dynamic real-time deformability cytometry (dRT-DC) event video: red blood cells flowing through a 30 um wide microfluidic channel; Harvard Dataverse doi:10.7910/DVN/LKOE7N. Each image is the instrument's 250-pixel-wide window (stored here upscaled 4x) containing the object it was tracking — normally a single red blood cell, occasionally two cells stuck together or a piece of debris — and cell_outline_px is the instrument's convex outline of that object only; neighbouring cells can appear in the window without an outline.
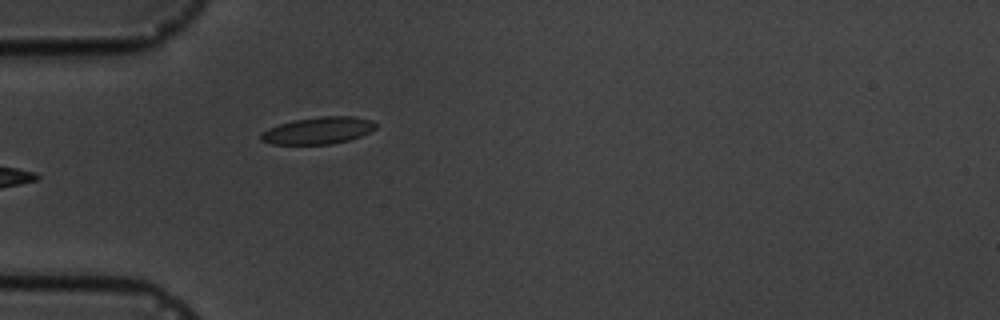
{"species": "common noctule bat (a hibernating species)", "species_latin": "Nyctalus noctula", "temperature_condition": "cold", "stored_images_in_passage": 5, "camera_frame_rate_fps": 3000, "um_per_image_px": 0.085, "animal": {"sex": "male", "body_mass_g": 19.5, "forearm_length_mm": 54.6}, "frame": {"image": 1, "passage_image": 5, "time_ms": 6.333, "image_size_px": [1000, 320], "cell_outline_px": [[376, 128], [360, 136], [348, 140], [332, 144], [272, 144], [260, 140], [260, 132], [268, 128], [280, 124], [296, 120], [320, 116], [356, 116], [372, 120], [376, 124]], "centroid_in_image_um": [27.04, 11.09], "position_along_channel_um": 58.0, "area_um2": 18.03}}